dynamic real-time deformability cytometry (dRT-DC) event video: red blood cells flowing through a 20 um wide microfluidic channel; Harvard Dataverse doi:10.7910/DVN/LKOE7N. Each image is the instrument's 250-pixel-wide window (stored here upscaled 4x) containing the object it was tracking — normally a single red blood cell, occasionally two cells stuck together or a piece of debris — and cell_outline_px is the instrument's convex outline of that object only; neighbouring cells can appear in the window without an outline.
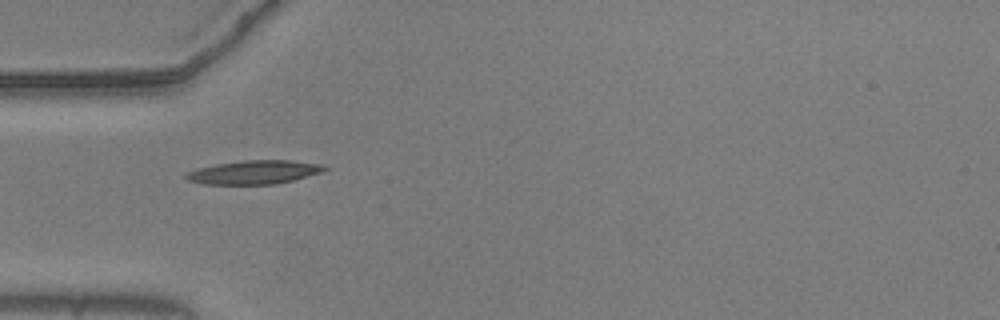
{"species": "common noctule bat (a hibernating species)", "species_latin": "Nyctalus noctula", "temperature_condition": "warm", "stored_images_in_passage": 39, "camera_frame_rate_fps": 3000, "um_per_image_px": 0.085, "animal": {"sex": "male", "body_mass_g": 20.5, "forearm_length_mm": 52.5}, "frame": {"image": 1, "passage_image": 1, "time_ms": 0.0, "image_size_px": [1000, 320], "cell_outline_px": [[328, 168], [320, 172], [292, 180], [276, 184], [204, 184], [188, 180], [184, 176], [188, 172], [200, 168], [216, 164], [244, 160], [292, 160], [324, 164]], "centroid_in_image_um": [21.62, 14.63], "position_along_channel_um": 63.4, "area_um2": 18.9}}
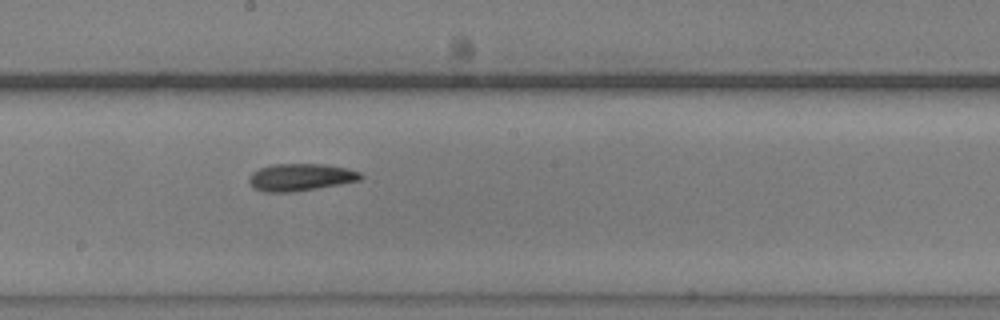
{"frame": {"image": 2, "passage_image": 14, "time_ms": 4.333, "image_size_px": [1000, 320], "cell_outline_px": [[364, 176], [360, 180], [340, 184], [292, 192], [264, 192], [252, 188], [248, 180], [248, 176], [252, 172], [260, 168], [272, 164], [324, 164], [348, 168], [360, 172]], "centroid_in_image_um": [25.52, 15.06], "position_along_channel_um": 222.7, "area_um2": 17.86}}
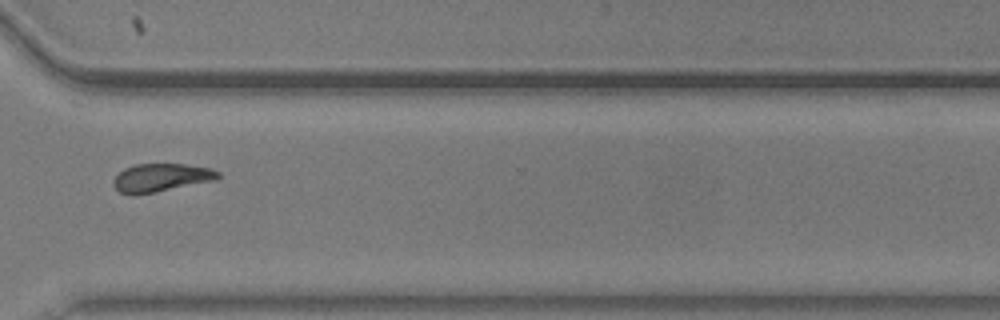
{"frame": {"image": 3, "passage_image": 25, "time_ms": 8.0, "image_size_px": [1000, 320], "cell_outline_px": [[220, 176], [216, 180], [136, 196], [128, 196], [120, 192], [112, 184], [112, 180], [124, 168], [136, 164], [184, 164], [212, 168], [220, 172]], "centroid_in_image_um": [13.67, 15.11], "position_along_channel_um": 356.9, "area_um2": 17.46}, "authors_computed_cell_mechanics": {"area_um2": 17.2244, "velocity_mm_per_s": 3.6749, "shape_relaxation_time_tau1_ms": 3.3173, "shape_relaxation_time_tau2_ms": 3.745, "deformation_change_tau1": 0.1532, "deformation_change_tau2": 0.1254}}